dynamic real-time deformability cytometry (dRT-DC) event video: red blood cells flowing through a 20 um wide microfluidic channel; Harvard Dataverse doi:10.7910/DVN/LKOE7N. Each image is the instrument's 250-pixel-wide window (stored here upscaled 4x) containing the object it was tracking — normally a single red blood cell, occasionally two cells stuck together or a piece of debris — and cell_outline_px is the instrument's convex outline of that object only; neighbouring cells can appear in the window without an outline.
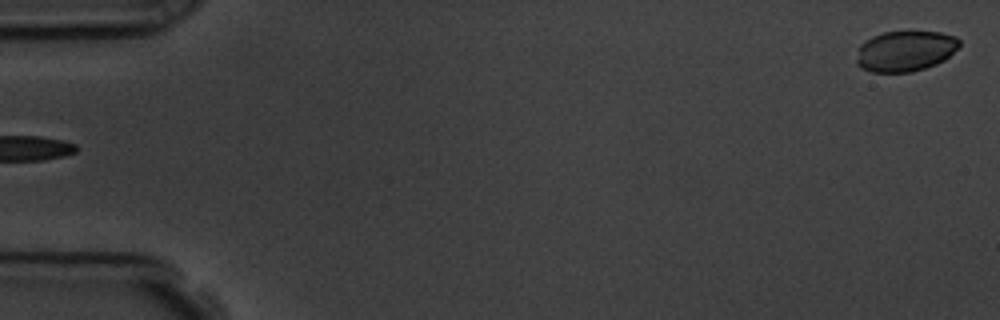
{"species": "common noctule bat (a hibernating species)", "species_latin": "Nyctalus noctula", "temperature_condition": "room temperature", "stored_images_in_passage": 5, "segment_of_instrument_passage": [2, 2], "camera_frame_rate_fps": 3000, "um_per_image_px": 0.085, "animal": {"sex": "male", "body_mass_g": 19.5, "forearm_length_mm": 54.6}, "frame": {"image": 1, "passage_image": 5, "time_ms": 4.667, "image_size_px": [1000, 320], "cell_outline_px": [[960, 44], [944, 60], [936, 64], [912, 72], [872, 72], [860, 68], [856, 64], [856, 60], [860, 44], [872, 36], [884, 32], [940, 32], [956, 36], [960, 40]], "centroid_in_image_um": [76.92, 4.34], "position_along_channel_um": 8.1, "area_um2": 24.28}}